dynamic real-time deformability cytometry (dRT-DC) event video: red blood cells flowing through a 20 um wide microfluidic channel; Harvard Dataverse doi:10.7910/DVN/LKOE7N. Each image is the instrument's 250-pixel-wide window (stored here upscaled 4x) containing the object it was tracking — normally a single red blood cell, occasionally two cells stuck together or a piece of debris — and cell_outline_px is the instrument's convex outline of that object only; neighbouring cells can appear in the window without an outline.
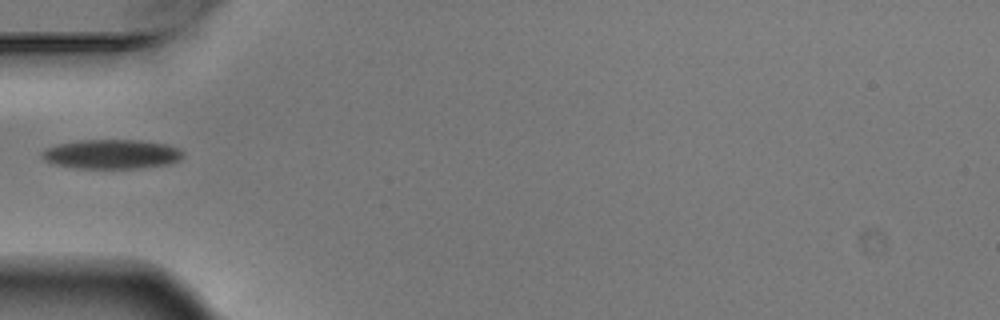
{"species": "Egyptian fruit bat (a non-hibernating species)", "species_latin": "Rousettus aegyptiacus", "temperature_condition": "warm", "stored_images_in_passage": 1, "camera_frame_rate_fps": 3000, "um_per_image_px": 0.085, "animal": {"sex": "male"}, "frame": {"image": 1, "passage_image": 1, "time_ms": 0.0, "image_size_px": [1000, 320], "cell_outline_px": [[184, 156], [180, 160], [168, 164], [140, 168], [80, 168], [52, 164], [44, 160], [40, 156], [40, 152], [44, 148], [60, 144], [80, 140], [140, 140], [164, 144], [180, 148], [184, 152]], "centroid_in_image_um": [9.48, 13.1], "position_along_channel_um": 75.5, "area_um2": 24.28}}